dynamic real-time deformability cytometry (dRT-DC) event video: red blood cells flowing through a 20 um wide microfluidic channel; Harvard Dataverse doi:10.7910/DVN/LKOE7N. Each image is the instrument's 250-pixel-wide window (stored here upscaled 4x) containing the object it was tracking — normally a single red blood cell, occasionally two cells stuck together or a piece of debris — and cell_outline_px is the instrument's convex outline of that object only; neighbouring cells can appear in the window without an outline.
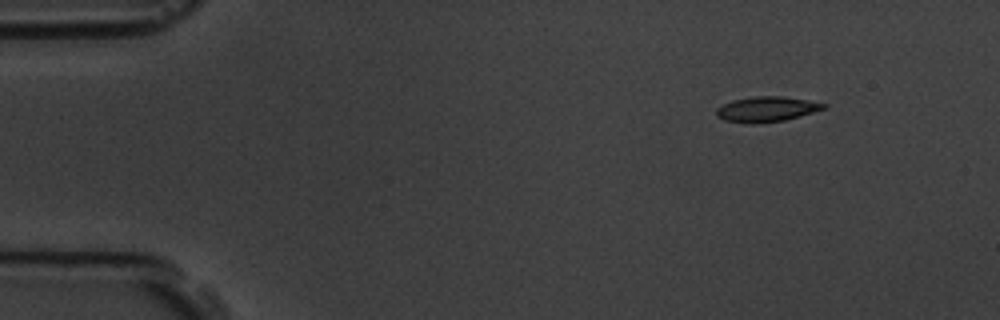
{"species": "common noctule bat (a hibernating species)", "species_latin": "Nyctalus noctula", "temperature_condition": "room temperature", "stored_images_in_passage": 8, "camera_frame_rate_fps": 3000, "um_per_image_px": 0.085, "animal": {"sex": "male", "body_mass_g": 19.5, "forearm_length_mm": 54.6}, "frame": {"image": 1, "passage_image": 2, "time_ms": 1.0, "image_size_px": [1000, 320], "cell_outline_px": [[828, 108], [784, 120], [752, 124], [724, 120], [716, 116], [716, 108], [732, 100], [756, 96], [780, 96], [808, 100], [828, 104]], "centroid_in_image_um": [65.17, 9.28], "position_along_channel_um": 19.8, "area_um2": 15.72}}
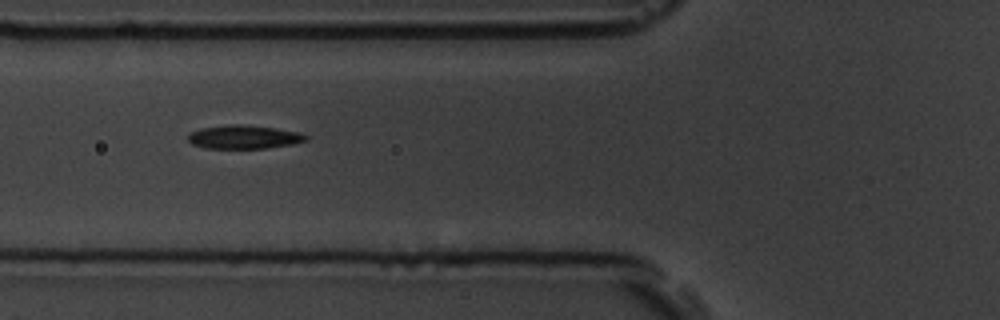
{"frame": {"image": 2, "passage_image": 6, "time_ms": 5.667, "image_size_px": [1000, 320], "cell_outline_px": [[308, 140], [292, 144], [268, 148], [204, 148], [192, 144], [188, 140], [188, 132], [200, 128], [228, 124], [244, 124], [276, 128], [300, 132], [308, 136]], "centroid_in_image_um": [20.72, 11.63], "position_along_channel_um": 105.1, "area_um2": 16.42}}
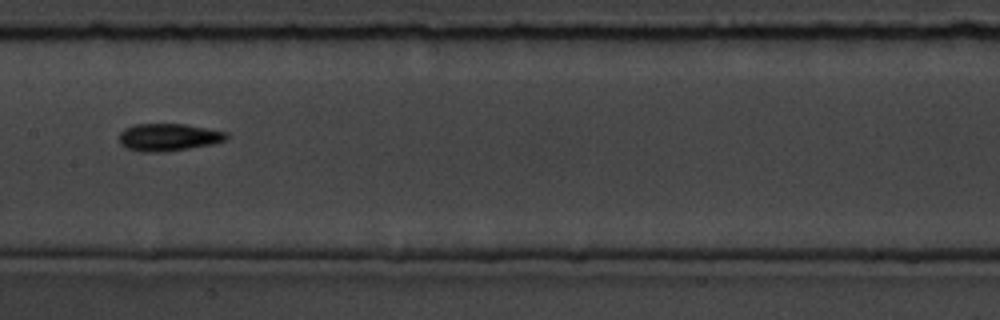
{"frame": {"image": 3, "passage_image": 8, "time_ms": 8.0, "image_size_px": [1000, 320], "cell_outline_px": [[228, 136], [224, 140], [212, 144], [188, 148], [160, 152], [140, 152], [128, 148], [120, 144], [120, 132], [124, 128], [136, 124], [184, 124], [228, 132]], "centroid_in_image_um": [14.3, 11.66], "position_along_channel_um": 193.1, "area_um2": 16.99}}